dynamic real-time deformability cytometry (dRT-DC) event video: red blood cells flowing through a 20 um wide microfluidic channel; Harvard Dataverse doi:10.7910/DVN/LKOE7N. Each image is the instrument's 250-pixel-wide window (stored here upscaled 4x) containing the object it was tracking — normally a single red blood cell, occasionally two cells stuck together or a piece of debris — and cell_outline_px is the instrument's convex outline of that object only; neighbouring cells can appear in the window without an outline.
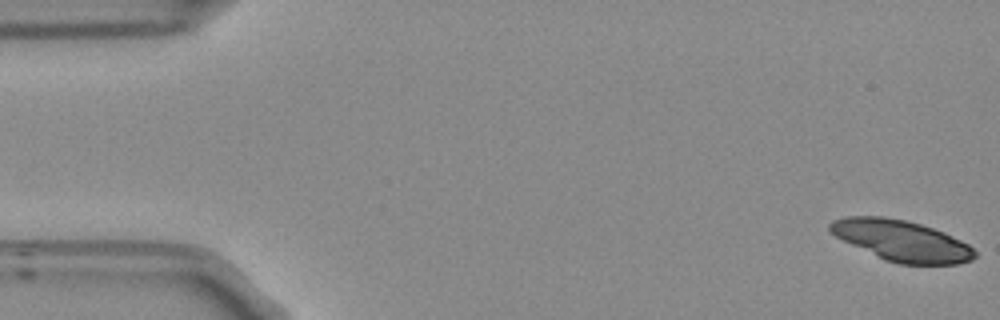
{"species": "Egyptian fruit bat (a non-hibernating species)", "species_latin": "Rousettus aegyptiacus", "temperature_condition": "room temperature", "stored_images_in_passage": 40, "camera_frame_rate_fps": 3000, "um_per_image_px": 0.085, "frame": {"image": 1, "passage_image": 1, "time_ms": 0.0, "image_size_px": [1000, 320], "cell_outline_px": [[976, 256], [972, 260], [956, 264], [900, 264], [884, 260], [828, 232], [828, 224], [832, 220], [844, 216], [884, 216], [904, 220], [920, 224], [944, 232], [968, 244], [976, 252]], "centroid_in_image_um": [76.61, 20.45], "position_along_channel_um": 8.4, "area_um2": 34.33}}